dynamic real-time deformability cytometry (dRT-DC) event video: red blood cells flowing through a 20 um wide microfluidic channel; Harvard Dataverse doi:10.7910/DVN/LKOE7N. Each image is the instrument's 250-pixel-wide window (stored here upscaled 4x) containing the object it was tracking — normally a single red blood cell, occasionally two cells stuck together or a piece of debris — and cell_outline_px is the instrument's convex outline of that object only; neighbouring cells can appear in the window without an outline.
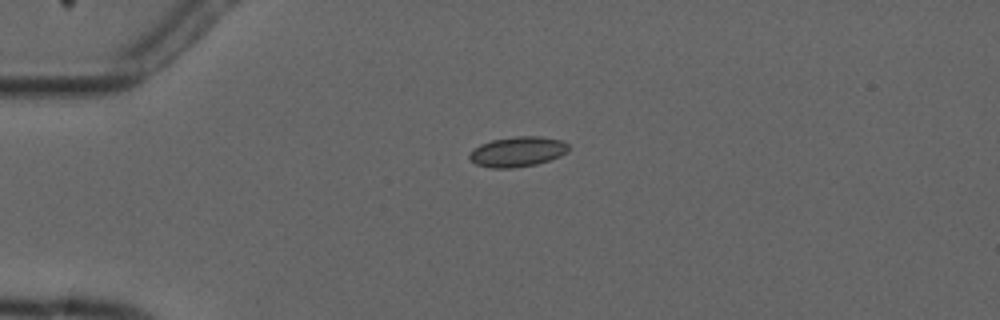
{"species": "common noctule bat (a hibernating species)", "species_latin": "Nyctalus noctula", "temperature_condition": "cold", "stored_images_in_passage": 2, "camera_frame_rate_fps": 3000, "um_per_image_px": 0.085, "animal": {"sex": "male", "forearm_length_mm": 52.5}, "frame": {"image": 1, "passage_image": 2, "time_ms": 1.0, "image_size_px": [1000, 320], "cell_outline_px": [[568, 152], [560, 156], [536, 164], [512, 168], [492, 168], [476, 164], [468, 156], [480, 144], [492, 140], [516, 136], [540, 136], [564, 140], [568, 144]], "centroid_in_image_um": [44.03, 12.88], "position_along_channel_um": 41.0, "area_um2": 17.28}}